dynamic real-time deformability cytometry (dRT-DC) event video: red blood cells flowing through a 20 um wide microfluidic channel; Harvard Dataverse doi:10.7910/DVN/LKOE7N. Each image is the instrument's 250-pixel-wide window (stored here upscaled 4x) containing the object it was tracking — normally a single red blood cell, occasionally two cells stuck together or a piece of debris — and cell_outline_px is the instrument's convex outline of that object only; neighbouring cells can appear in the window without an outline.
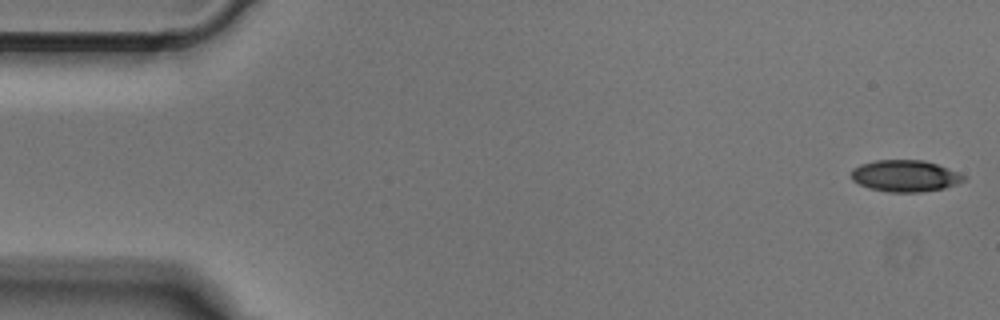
{"species": "Egyptian fruit bat (a non-hibernating species)", "species_latin": "Rousettus aegyptiacus", "temperature_condition": "cold", "stored_images_in_passage": 50, "camera_frame_rate_fps": 3000, "um_per_image_px": 0.085, "animal": {"sex": "male"}, "frame": {"image": 1, "passage_image": 1, "time_ms": 0.0, "image_size_px": [1000, 320], "cell_outline_px": [[968, 180], [944, 188], [920, 192], [888, 192], [868, 188], [852, 180], [852, 168], [860, 164], [876, 160], [924, 160], [936, 164], [968, 176]], "centroid_in_image_um": [76.95, 14.95], "position_along_channel_um": 8.0, "area_um2": 20.81}}
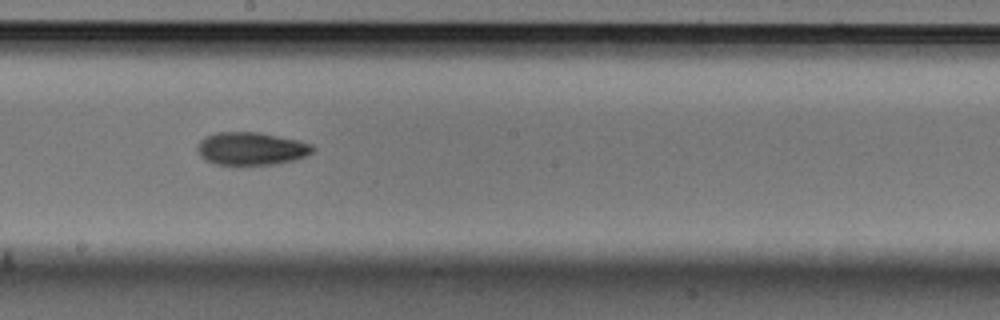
{"frame": {"image": 2, "passage_image": 27, "time_ms": 8.667, "image_size_px": [1000, 320], "cell_outline_px": [[316, 148], [308, 156], [292, 160], [272, 164], [216, 164], [204, 160], [200, 156], [196, 148], [196, 144], [204, 136], [216, 132], [260, 132], [296, 140], [312, 144]], "centroid_in_image_um": [21.32, 12.62], "position_along_channel_um": 226.9, "area_um2": 22.14}}
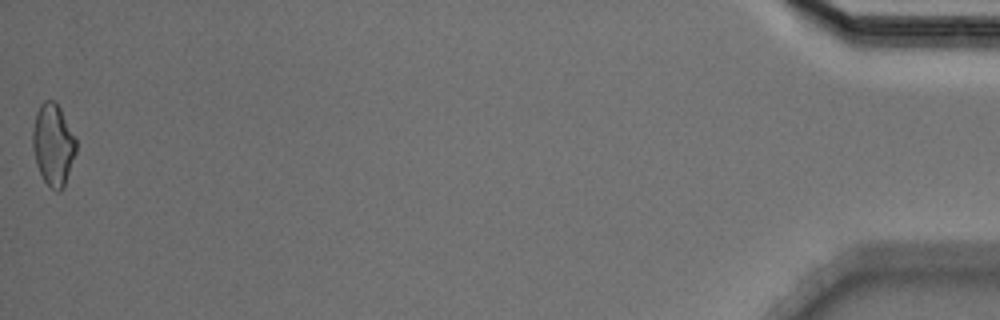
{"frame": {"image": 3, "passage_image": 50, "time_ms": 16.333, "image_size_px": [1000, 320], "cell_outline_px": [[76, 152], [64, 188], [60, 192], [56, 192], [44, 180], [36, 164], [32, 148], [32, 132], [36, 112], [40, 104], [44, 100], [56, 100], [76, 136]], "centroid_in_image_um": [4.53, 12.27], "position_along_channel_um": 430.7, "area_um2": 21.04}}